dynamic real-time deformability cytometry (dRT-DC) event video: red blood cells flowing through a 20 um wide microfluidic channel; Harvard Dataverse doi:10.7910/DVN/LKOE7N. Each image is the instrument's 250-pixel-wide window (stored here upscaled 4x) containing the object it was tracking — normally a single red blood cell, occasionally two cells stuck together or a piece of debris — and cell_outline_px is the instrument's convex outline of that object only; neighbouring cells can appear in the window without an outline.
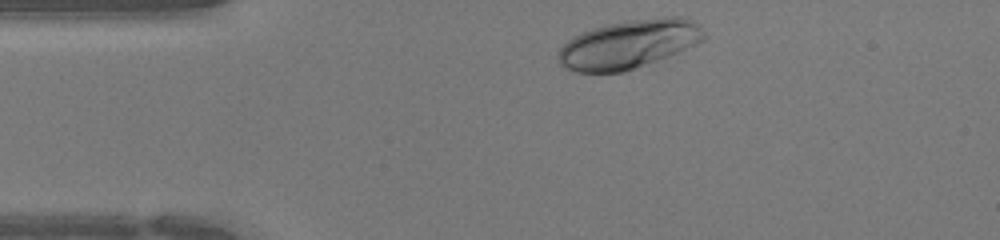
{"species": "human", "species_latin": "Homo sapiens", "temperature_condition": "warm", "stored_images_in_passage": 29, "camera_frame_rate_fps": 3000, "um_per_image_px": 0.085, "donor": {"sex": "female"}, "frame": {"image": 1, "passage_image": 1, "time_ms": 0.0, "image_size_px": [1000, 240], "cell_outline_px": [[708, 36], [704, 40], [696, 44], [668, 56], [636, 68], [624, 72], [576, 72], [564, 68], [560, 64], [556, 56], [556, 52], [572, 36], [580, 32], [592, 28], [608, 24], [628, 20], [664, 16], [680, 16], [692, 20]], "centroid_in_image_um": [53.42, 3.75], "position_along_channel_um": 31.6, "area_um2": 41.56}}
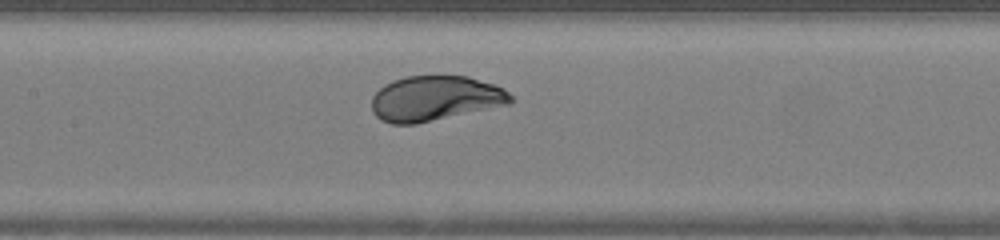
{"frame": {"image": 2, "passage_image": 13, "time_ms": 4.0, "image_size_px": [1000, 240], "cell_outline_px": [[516, 100], [508, 104], [416, 124], [392, 124], [380, 120], [372, 112], [372, 96], [384, 84], [392, 80], [404, 76], [468, 76], [504, 88]], "centroid_in_image_um": [36.96, 8.36], "position_along_channel_um": 170.4, "area_um2": 36.53}}
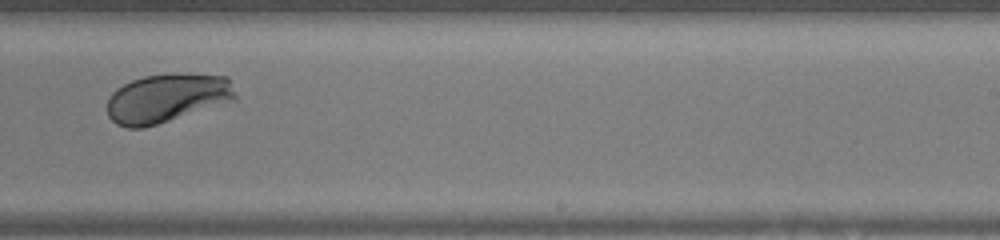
{"frame": {"image": 3, "passage_image": 20, "time_ms": 6.333, "image_size_px": [1000, 240], "cell_outline_px": [[236, 100], [144, 128], [128, 128], [116, 124], [108, 116], [108, 96], [116, 88], [132, 80], [144, 76], [176, 72], [180, 72], [228, 76], [236, 96]], "centroid_in_image_um": [14.19, 8.32], "position_along_channel_um": 274.8, "area_um2": 36.82}}